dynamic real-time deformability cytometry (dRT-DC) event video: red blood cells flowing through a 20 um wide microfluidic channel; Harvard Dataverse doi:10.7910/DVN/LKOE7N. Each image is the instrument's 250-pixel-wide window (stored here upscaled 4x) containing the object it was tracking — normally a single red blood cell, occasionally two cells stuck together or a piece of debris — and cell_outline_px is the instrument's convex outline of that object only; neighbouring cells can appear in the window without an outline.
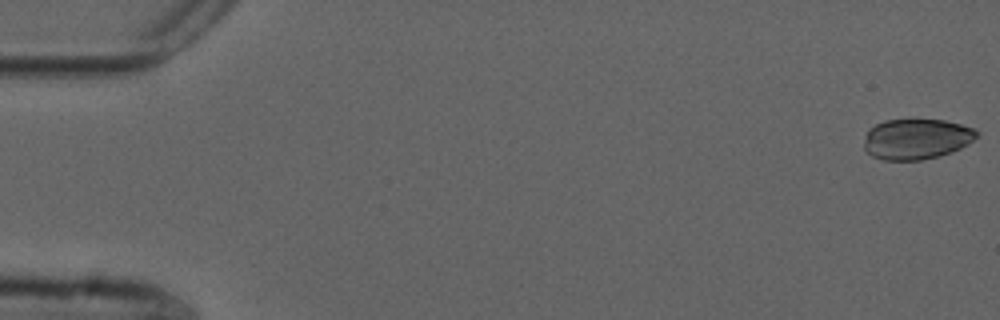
{"species": "common noctule bat (a hibernating species)", "species_latin": "Nyctalus noctula", "temperature_condition": "cold", "stored_images_in_passage": 17, "camera_frame_rate_fps": 3000, "um_per_image_px": 0.085, "animal": {"sex": "male", "forearm_length_mm": 52.5}, "frame": {"image": 1, "passage_image": 1, "time_ms": 0.0, "image_size_px": [1000, 320], "cell_outline_px": [[980, 136], [968, 144], [952, 152], [940, 156], [920, 160], [884, 160], [872, 156], [864, 148], [864, 136], [868, 128], [884, 120], [944, 120], [960, 124], [972, 128], [980, 132]], "centroid_in_image_um": [77.9, 11.82], "position_along_channel_um": 7.1, "area_um2": 26.82}}
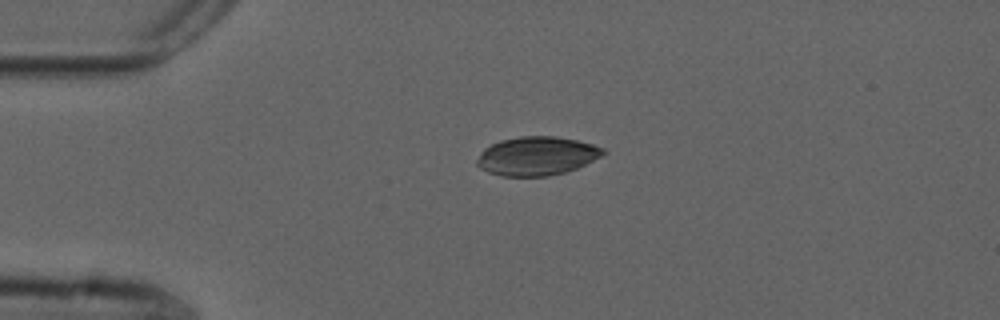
{"frame": {"image": 2, "passage_image": 13, "time_ms": 4.0, "image_size_px": [1000, 320], "cell_outline_px": [[608, 152], [576, 168], [564, 172], [548, 176], [500, 176], [488, 172], [480, 168], [476, 164], [476, 160], [480, 152], [484, 148], [500, 140], [520, 136], [556, 136], [576, 140], [592, 144], [604, 148]], "centroid_in_image_um": [45.59, 13.25], "position_along_channel_um": 39.4, "area_um2": 28.44}}